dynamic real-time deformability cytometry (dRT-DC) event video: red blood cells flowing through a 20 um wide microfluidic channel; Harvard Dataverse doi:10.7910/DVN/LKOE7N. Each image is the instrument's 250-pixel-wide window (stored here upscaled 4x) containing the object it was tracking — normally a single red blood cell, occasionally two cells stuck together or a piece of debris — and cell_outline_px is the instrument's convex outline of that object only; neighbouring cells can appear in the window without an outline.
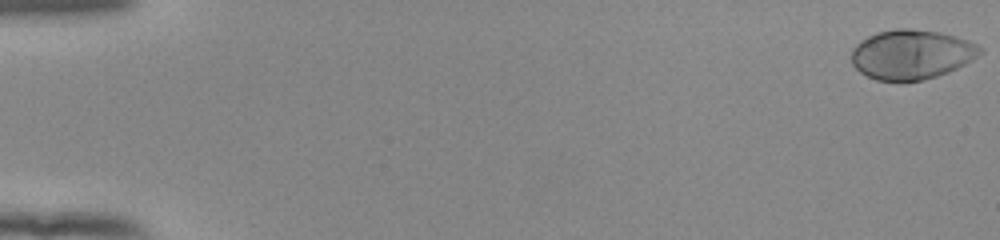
{"species": "human", "species_latin": "Homo sapiens", "temperature_condition": "room temperature", "stored_images_in_passage": 55, "camera_frame_rate_fps": 3000, "um_per_image_px": 0.085, "donor": {"sex": "female"}, "frame": {"image": 1, "passage_image": 1, "time_ms": 0.0, "image_size_px": [1000, 240], "cell_outline_px": [[984, 52], [964, 64], [948, 72], [924, 80], [904, 84], [876, 80], [860, 72], [852, 64], [852, 48], [860, 40], [876, 32], [896, 28], [908, 28], [940, 32], [968, 40], [984, 48]], "centroid_in_image_um": [77.46, 4.65], "position_along_channel_um": 7.5, "area_um2": 37.8}}
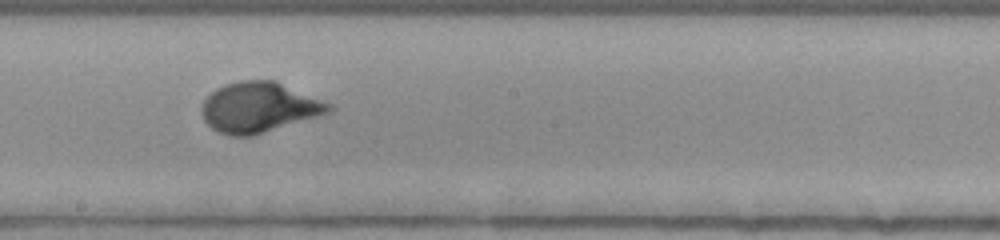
{"frame": {"image": 2, "passage_image": 32, "time_ms": 10.333, "image_size_px": [1000, 240], "cell_outline_px": [[336, 108], [328, 112], [316, 116], [252, 136], [232, 136], [220, 132], [212, 128], [204, 120], [200, 112], [200, 108], [204, 100], [216, 88], [224, 84], [240, 80], [276, 80], [332, 104]], "centroid_in_image_um": [21.99, 9.1], "position_along_channel_um": 226.2, "area_um2": 37.11}}
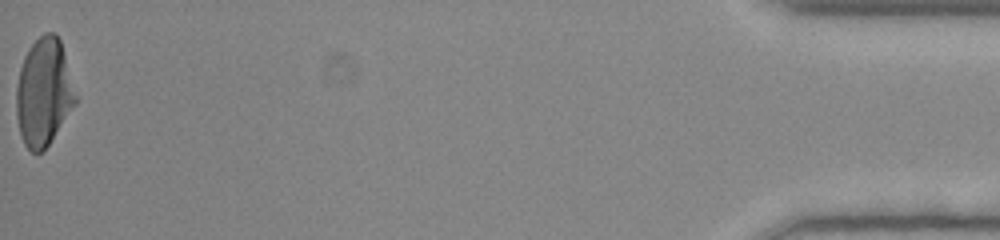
{"frame": {"image": 3, "passage_image": 55, "time_ms": 18.0, "image_size_px": [1000, 240], "cell_outline_px": [[76, 104], [48, 144], [36, 156], [24, 144], [20, 136], [16, 116], [16, 88], [20, 68], [24, 56], [28, 48], [44, 32], [56, 32], [60, 40], [76, 96]], "centroid_in_image_um": [3.69, 7.85], "position_along_channel_um": 431.5, "area_um2": 36.93}, "authors_computed_cell_mechanics": {"area_um2": 35.836, "velocity_mm_per_s": 3.8558, "shape_relaxation_time_tau1_ms": 3.9045, "shape_relaxation_time_tau2_ms": null, "deformation_change_tau1": 0.2174, "deformation_change_tau2": null}}